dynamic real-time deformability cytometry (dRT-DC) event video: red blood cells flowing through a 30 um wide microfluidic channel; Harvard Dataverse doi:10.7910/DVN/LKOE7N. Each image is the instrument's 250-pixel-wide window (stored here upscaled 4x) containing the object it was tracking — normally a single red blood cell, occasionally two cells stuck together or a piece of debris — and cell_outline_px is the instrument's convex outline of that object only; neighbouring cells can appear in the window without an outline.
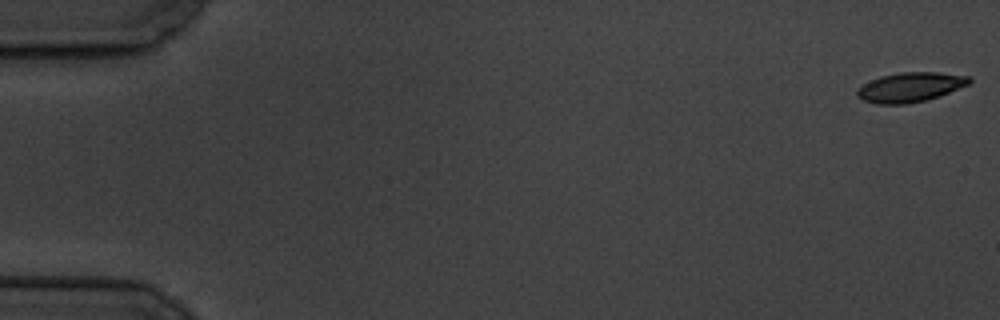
{"species": "common noctule bat (a hibernating species)", "species_latin": "Nyctalus noctula", "temperature_condition": "cold", "stored_images_in_passage": 58, "camera_frame_rate_fps": 3000, "um_per_image_px": 0.085, "animal": {"sex": "male", "body_mass_g": 19.5, "forearm_length_mm": 54.6}, "frame": {"image": 1, "passage_image": 1, "time_ms": 0.0, "image_size_px": [1000, 320], "cell_outline_px": [[972, 80], [968, 84], [940, 96], [908, 104], [876, 104], [860, 100], [856, 96], [856, 88], [880, 76], [900, 72], [936, 72], [968, 76]], "centroid_in_image_um": [77.31, 7.42], "position_along_channel_um": 7.7, "area_um2": 19.36}}
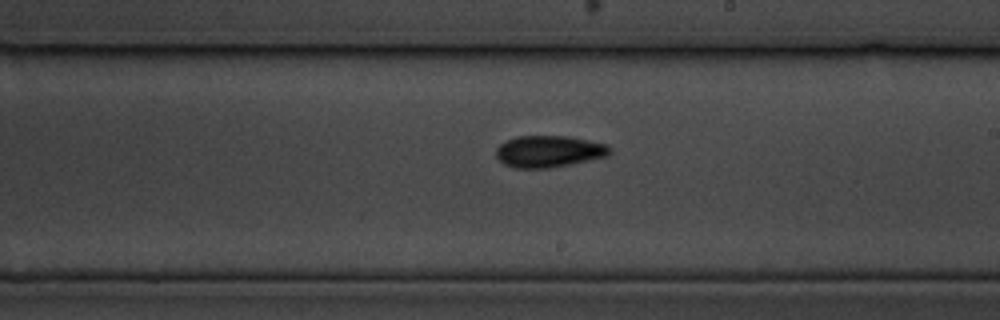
{"frame": {"image": 2, "passage_image": 34, "time_ms": 11.0, "image_size_px": [1000, 320], "cell_outline_px": [[612, 152], [608, 156], [548, 168], [512, 168], [504, 164], [496, 156], [496, 148], [500, 144], [516, 136], [564, 136], [608, 144], [612, 148]], "centroid_in_image_um": [46.65, 12.87], "position_along_channel_um": 242.3, "area_um2": 20.92}}
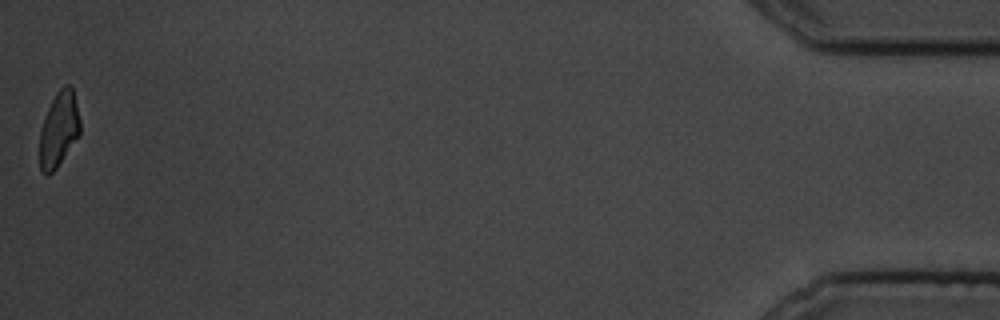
{"frame": {"image": 3, "passage_image": 58, "time_ms": 19.0, "image_size_px": [1000, 320], "cell_outline_px": [[80, 136], [56, 168], [48, 176], [44, 176], [40, 172], [40, 128], [48, 108], [56, 92], [64, 84], [72, 84], [80, 120]], "centroid_in_image_um": [5.01, 11.0], "position_along_channel_um": 430.2, "area_um2": 17.98}, "authors_computed_cell_mechanics": {"area_um2": 19.8543, "velocity_mm_per_s": 3.4873, "shape_relaxation_time_tau1_ms": 3.2125, "shape_relaxation_time_tau2_ms": 5.9573, "deformation_change_tau1": 0.1075, "deformation_change_tau2": 0.1294}}